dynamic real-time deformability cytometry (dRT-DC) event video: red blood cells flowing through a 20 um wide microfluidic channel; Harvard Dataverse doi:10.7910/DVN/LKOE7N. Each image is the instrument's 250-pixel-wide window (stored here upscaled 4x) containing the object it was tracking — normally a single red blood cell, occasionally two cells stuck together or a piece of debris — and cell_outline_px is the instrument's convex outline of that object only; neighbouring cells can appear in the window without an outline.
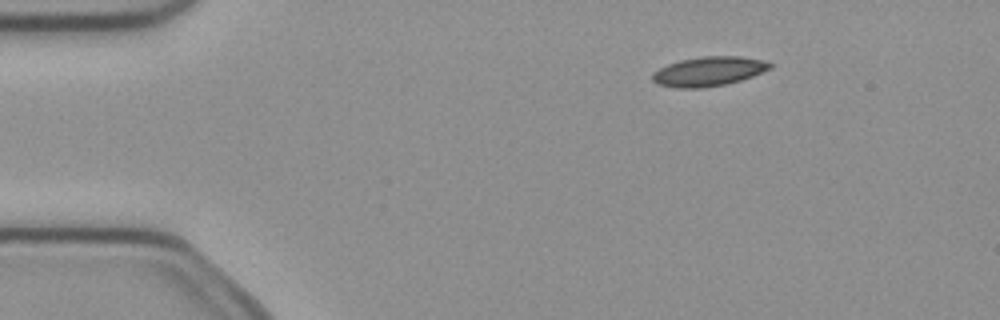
{"species": "common noctule bat (a hibernating species)", "species_latin": "Nyctalus noctula", "temperature_condition": "cold", "stored_images_in_passage": 4, "camera_frame_rate_fps": 3000, "um_per_image_px": 0.085, "animal": {"sex": "female", "body_mass_g": 21.9}, "frame": {"image": 1, "passage_image": 2, "time_ms": 0.333, "image_size_px": [1000, 320], "cell_outline_px": [[772, 68], [752, 76], [728, 84], [704, 88], [676, 88], [656, 84], [652, 80], [652, 72], [668, 64], [680, 60], [704, 56], [740, 56], [764, 60], [772, 64]], "centroid_in_image_um": [60.22, 6.07], "position_along_channel_um": 24.8, "area_um2": 20.29}}
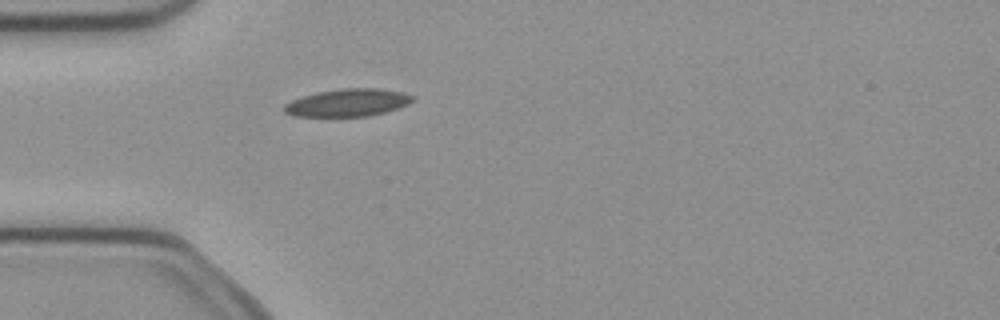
{"frame": {"image": 2, "passage_image": 4, "time_ms": 1.0, "image_size_px": [1000, 320], "cell_outline_px": [[416, 96], [408, 104], [384, 112], [368, 116], [292, 116], [284, 112], [284, 104], [292, 100], [316, 92], [340, 88], [380, 88], [400, 92]], "centroid_in_image_um": [29.54, 8.72], "position_along_channel_um": 55.5, "area_um2": 20.52}}